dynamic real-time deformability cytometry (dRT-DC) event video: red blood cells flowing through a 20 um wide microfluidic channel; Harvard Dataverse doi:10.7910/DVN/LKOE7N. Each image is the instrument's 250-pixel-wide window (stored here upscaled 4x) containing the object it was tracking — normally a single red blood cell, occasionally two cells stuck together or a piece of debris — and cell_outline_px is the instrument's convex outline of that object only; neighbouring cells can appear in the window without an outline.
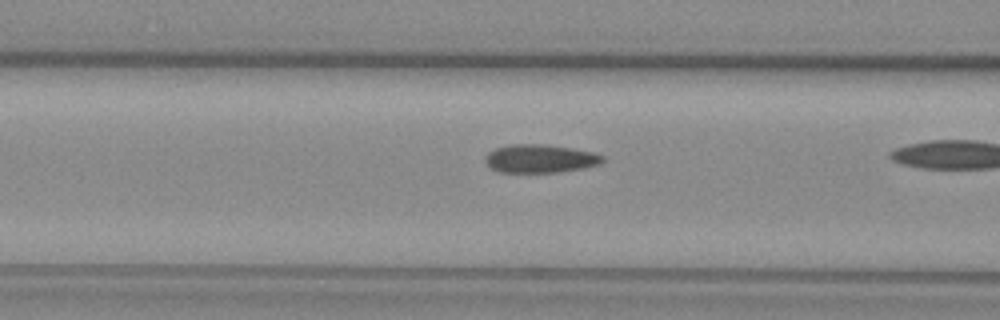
{"species": "common noctule bat (a hibernating species)", "species_latin": "Nyctalus noctula", "temperature_condition": "warm", "stored_images_in_passage": 7, "camera_frame_rate_fps": 3000, "um_per_image_px": 0.085, "animal": {"sex": "female", "body_mass_g": 29.2, "forearm_length_mm": 56.3}, "frame": {"image": 1, "passage_image": 5, "time_ms": 1.333, "image_size_px": [1000, 320], "cell_outline_px": [[604, 160], [600, 164], [584, 168], [556, 172], [500, 172], [492, 168], [484, 160], [484, 156], [488, 152], [496, 148], [508, 144], [544, 144], [572, 148], [592, 152], [604, 156]], "centroid_in_image_um": [45.9, 13.47], "position_along_channel_um": 120.7, "area_um2": 19.36}}